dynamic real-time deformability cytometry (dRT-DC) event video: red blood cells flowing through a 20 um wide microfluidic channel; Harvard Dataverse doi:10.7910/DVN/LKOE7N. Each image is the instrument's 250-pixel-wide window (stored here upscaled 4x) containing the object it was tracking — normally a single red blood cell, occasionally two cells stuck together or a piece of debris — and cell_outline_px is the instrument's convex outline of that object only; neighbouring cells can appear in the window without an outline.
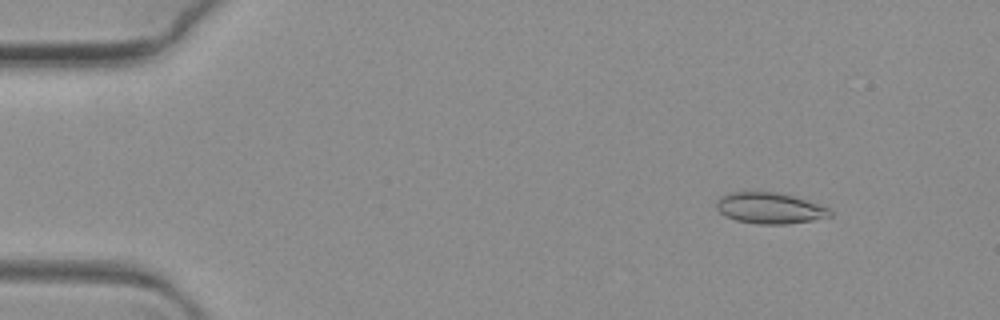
{"species": "common noctule bat (a hibernating species)", "species_latin": "Nyctalus noctula", "temperature_condition": "warm", "stored_images_in_passage": 9, "camera_frame_rate_fps": 3000, "um_per_image_px": 0.085, "animal": {"sex": "female", "body_mass_g": 19.3, "forearm_length_mm": 54.1}, "frame": {"image": 1, "passage_image": 3, "time_ms": 0.667, "image_size_px": [1000, 320], "cell_outline_px": [[832, 216], [812, 220], [784, 224], [756, 224], [736, 220], [724, 216], [716, 208], [716, 200], [720, 196], [732, 192], [776, 192], [792, 196], [828, 208], [832, 212]], "centroid_in_image_um": [65.37, 17.7], "position_along_channel_um": 19.6, "area_um2": 20.35}}
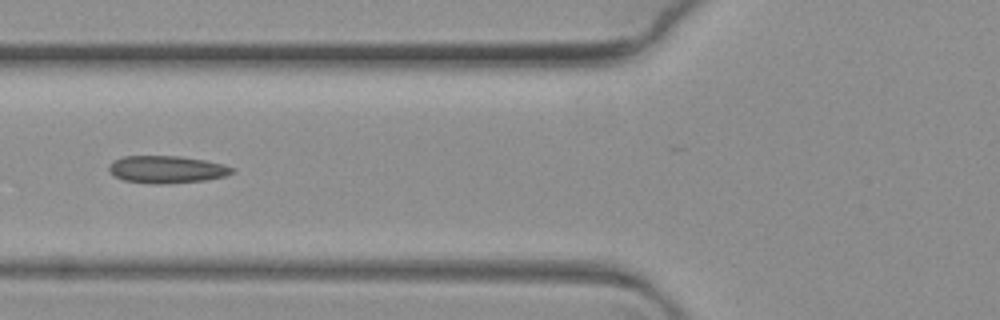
{"frame": {"image": 2, "passage_image": 8, "time_ms": 2.333, "image_size_px": [1000, 320], "cell_outline_px": [[236, 172], [224, 176], [204, 180], [164, 184], [152, 184], [124, 180], [116, 176], [108, 168], [112, 160], [124, 156], [180, 156], [204, 160], [224, 164], [236, 168]], "centroid_in_image_um": [14.21, 14.39], "position_along_channel_um": 111.6, "area_um2": 19.65}}
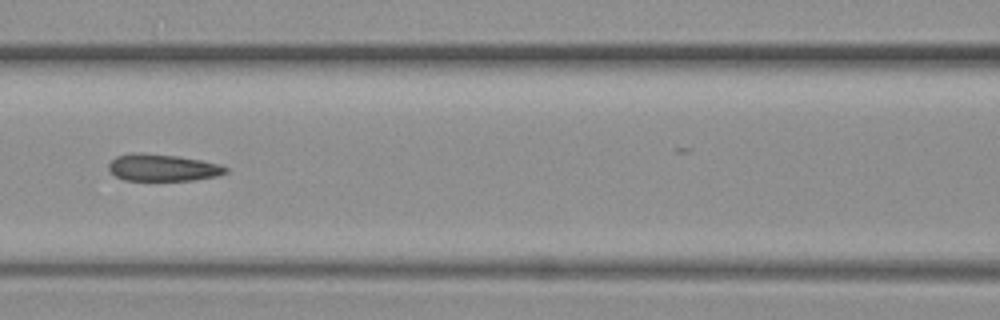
{"frame": {"image": 3, "passage_image": 9, "time_ms": 2.667, "image_size_px": [1000, 320], "cell_outline_px": [[228, 172], [216, 176], [192, 180], [124, 180], [116, 176], [108, 168], [108, 164], [116, 156], [132, 152], [140, 152], [176, 156], [200, 160], [220, 164], [228, 168]], "centroid_in_image_um": [13.81, 14.24], "position_along_channel_um": 152.8, "area_um2": 18.32}}